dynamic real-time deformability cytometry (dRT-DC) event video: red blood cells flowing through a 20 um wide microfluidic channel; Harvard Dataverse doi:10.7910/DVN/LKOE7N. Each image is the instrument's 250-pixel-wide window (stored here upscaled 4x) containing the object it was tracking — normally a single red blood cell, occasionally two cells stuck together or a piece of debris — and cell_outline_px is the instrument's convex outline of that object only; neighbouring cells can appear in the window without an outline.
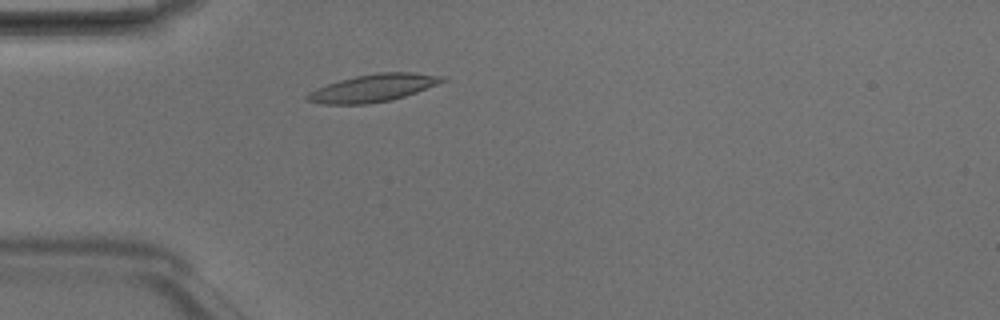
{"species": "Egyptian fruit bat (a non-hibernating species)", "species_latin": "Rousettus aegyptiacus", "temperature_condition": "room temperature", "stored_images_in_passage": 3, "camera_frame_rate_fps": 3000, "um_per_image_px": 0.085, "animal": {"sex": "male"}, "frame": {"image": 1, "passage_image": 3, "time_ms": 0.667, "image_size_px": [1000, 320], "cell_outline_px": [[448, 80], [416, 92], [392, 100], [364, 104], [324, 104], [308, 100], [304, 96], [308, 92], [316, 88], [340, 80], [356, 76], [380, 72], [416, 72], [444, 76]], "centroid_in_image_um": [31.74, 7.47], "position_along_channel_um": 53.3, "area_um2": 21.56}}